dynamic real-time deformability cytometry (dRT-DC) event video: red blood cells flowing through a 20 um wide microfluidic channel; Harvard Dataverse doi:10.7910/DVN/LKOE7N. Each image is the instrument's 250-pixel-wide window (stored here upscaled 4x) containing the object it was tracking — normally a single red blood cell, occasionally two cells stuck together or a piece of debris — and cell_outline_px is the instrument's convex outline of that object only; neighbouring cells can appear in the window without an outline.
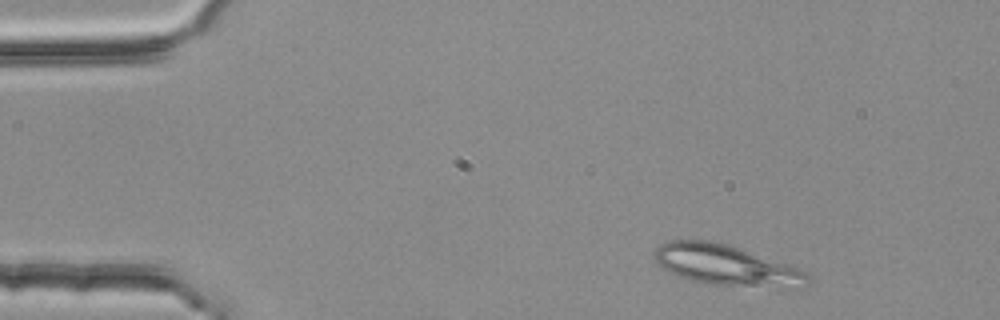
{"species": "common noctule bat (a hibernating species)", "species_latin": "Nyctalus noctula", "temperature_condition": "room temperature", "stored_images_in_passage": 4, "segment_of_instrument_passage": [1, 2], "camera_frame_rate_fps": 3000, "um_per_image_px": 0.085, "animal": {"sex": "female", "body_mass_g": 25.1}, "frame": {"image": 1, "passage_image": 1, "time_ms": 0.0, "image_size_px": [1000, 320], "cell_outline_px": [[812, 280], [804, 288], [800, 288], [708, 284], [688, 280], [664, 268], [656, 260], [656, 248], [660, 244], [672, 240], [712, 240], [728, 244], [792, 264], [804, 272]], "centroid_in_image_um": [61.82, 22.54], "position_along_channel_um": 23.2, "area_um2": 36.3}}